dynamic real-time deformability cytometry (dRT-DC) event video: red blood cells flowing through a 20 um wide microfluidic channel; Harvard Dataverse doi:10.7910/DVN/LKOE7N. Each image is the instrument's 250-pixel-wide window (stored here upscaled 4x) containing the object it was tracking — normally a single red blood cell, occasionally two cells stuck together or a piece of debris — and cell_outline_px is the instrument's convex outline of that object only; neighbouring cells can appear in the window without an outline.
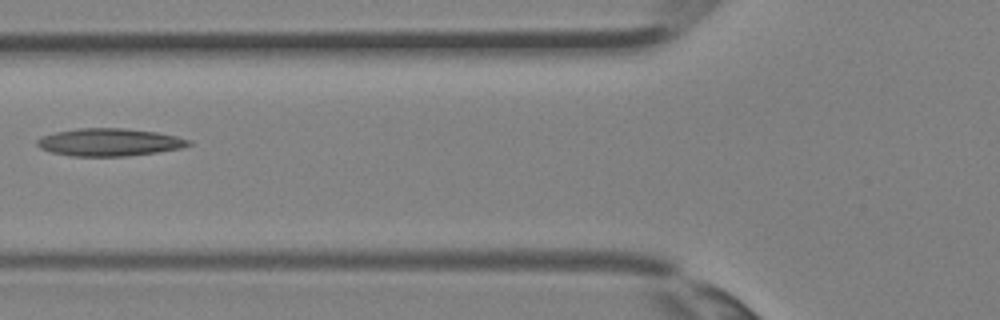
{"species": "Egyptian fruit bat (a non-hibernating species)", "species_latin": "Rousettus aegyptiacus", "temperature_condition": "room temperature", "stored_images_in_passage": 5, "camera_frame_rate_fps": 3000, "um_per_image_px": 0.085, "animal": {"sex": "female"}, "frame": {"image": 1, "passage_image": 5, "time_ms": 1.333, "image_size_px": [1000, 320], "cell_outline_px": [[192, 144], [180, 148], [156, 152], [128, 156], [72, 156], [52, 152], [40, 148], [36, 144], [36, 140], [44, 136], [56, 132], [76, 128], [124, 128], [156, 132], [176, 136], [192, 140]], "centroid_in_image_um": [9.3, 12.08], "position_along_channel_um": 116.5, "area_um2": 24.28}}